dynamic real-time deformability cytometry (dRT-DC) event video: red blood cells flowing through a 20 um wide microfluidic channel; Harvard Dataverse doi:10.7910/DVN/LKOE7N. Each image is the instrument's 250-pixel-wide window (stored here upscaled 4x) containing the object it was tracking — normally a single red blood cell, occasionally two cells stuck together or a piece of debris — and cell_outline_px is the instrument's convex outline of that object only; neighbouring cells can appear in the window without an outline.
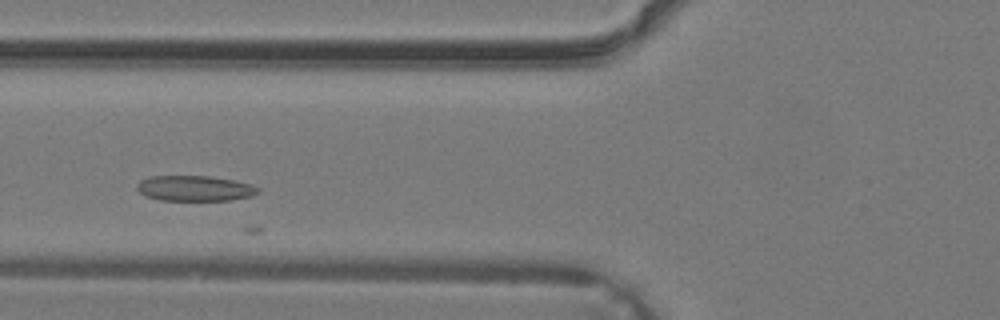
{"species": "common noctule bat (a hibernating species)", "species_latin": "Nyctalus noctula", "temperature_condition": "warm", "stored_images_in_passage": 10, "camera_frame_rate_fps": 3000, "um_per_image_px": 0.085, "animal": {"sex": "male", "body_mass_g": 19.2, "forearm_length_mm": 51.8}, "frame": {"image": 1, "passage_image": 8, "time_ms": 2.333, "image_size_px": [1000, 320], "cell_outline_px": [[260, 192], [252, 196], [232, 200], [160, 200], [148, 196], [140, 192], [136, 188], [136, 184], [140, 180], [148, 176], [208, 176], [232, 180], [252, 184], [260, 188]], "centroid_in_image_um": [16.57, 16.0], "position_along_channel_um": 109.2, "area_um2": 17.98}}